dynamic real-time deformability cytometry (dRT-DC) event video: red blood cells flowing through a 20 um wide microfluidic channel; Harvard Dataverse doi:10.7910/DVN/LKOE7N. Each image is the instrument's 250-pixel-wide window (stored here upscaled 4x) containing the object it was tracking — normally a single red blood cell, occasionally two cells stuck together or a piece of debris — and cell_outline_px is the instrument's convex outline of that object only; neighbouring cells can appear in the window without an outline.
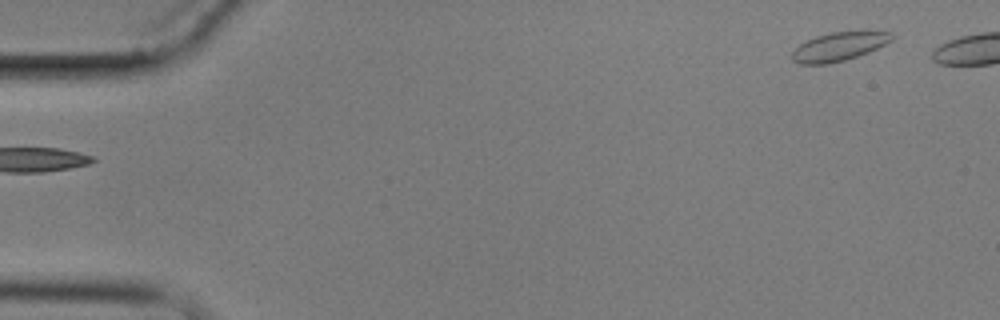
{"species": "common noctule bat (a hibernating species)", "species_latin": "Nyctalus noctula", "temperature_condition": "cold", "stored_images_in_passage": 6, "segment_of_instrument_passage": [2, 2], "camera_frame_rate_fps": 3000, "um_per_image_px": 0.085, "animal": {"sex": "male", "body_mass_g": 17.9}, "frame": {"image": 1, "passage_image": 6, "time_ms": 6.0, "image_size_px": [1000, 320], "cell_outline_px": [[892, 40], [868, 52], [844, 60], [828, 64], [800, 64], [792, 60], [792, 52], [800, 44], [816, 36], [832, 32], [888, 32], [892, 36]], "centroid_in_image_um": [71.25, 3.98], "position_along_channel_um": 13.8, "area_um2": 16.13}}